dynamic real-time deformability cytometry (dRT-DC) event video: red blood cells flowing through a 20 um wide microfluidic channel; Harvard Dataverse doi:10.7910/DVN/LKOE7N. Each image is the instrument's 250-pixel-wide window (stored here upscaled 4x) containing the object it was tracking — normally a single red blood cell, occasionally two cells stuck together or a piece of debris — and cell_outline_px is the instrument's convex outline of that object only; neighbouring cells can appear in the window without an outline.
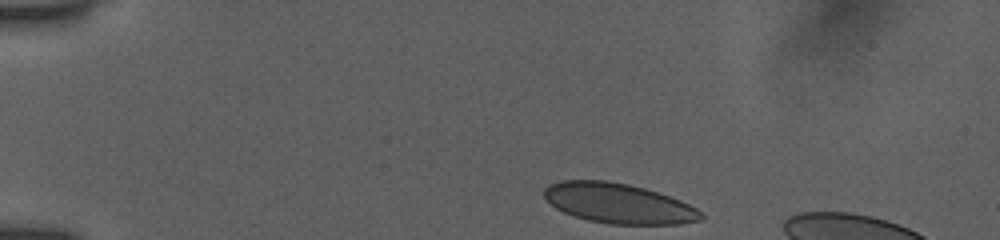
{"species": "human", "species_latin": "Homo sapiens", "temperature_condition": "room temperature", "stored_images_in_passage": 6, "camera_frame_rate_fps": 3000, "um_per_image_px": 0.085, "donor": {"sex": "female"}, "frame": {"image": 1, "passage_image": 1, "time_ms": 0.0, "image_size_px": [1000, 240], "cell_outline_px": [[704, 216], [700, 220], [680, 224], [608, 224], [588, 220], [564, 212], [556, 208], [544, 196], [544, 188], [548, 184], [560, 180], [608, 180], [628, 184], [644, 188], [680, 200], [696, 208]], "centroid_in_image_um": [52.55, 17.28], "position_along_channel_um": 32.5, "area_um2": 36.41}}
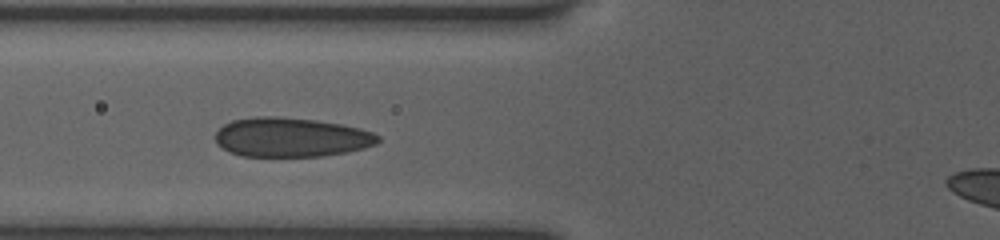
{"frame": {"image": 2, "passage_image": 5, "time_ms": 3.667, "image_size_px": [1000, 240], "cell_outline_px": [[380, 140], [376, 144], [364, 148], [348, 152], [324, 156], [240, 156], [228, 152], [216, 144], [216, 132], [224, 124], [232, 120], [256, 116], [276, 116], [316, 120], [340, 124], [360, 128], [372, 132], [380, 136]], "centroid_in_image_um": [24.74, 11.67], "position_along_channel_um": 101.1, "area_um2": 37.51}}